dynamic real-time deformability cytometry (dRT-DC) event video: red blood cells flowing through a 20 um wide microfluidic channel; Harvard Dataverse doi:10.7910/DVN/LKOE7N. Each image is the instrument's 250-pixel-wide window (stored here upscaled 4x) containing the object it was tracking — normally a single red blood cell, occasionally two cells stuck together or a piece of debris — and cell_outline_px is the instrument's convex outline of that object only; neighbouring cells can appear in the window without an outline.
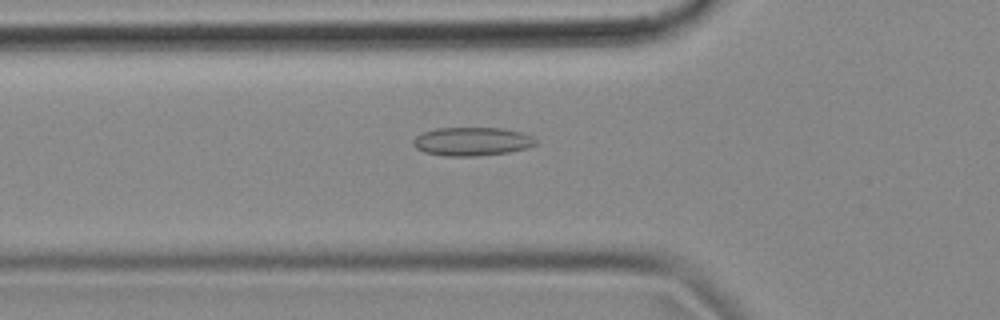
{"species": "common noctule bat (a hibernating species)", "species_latin": "Nyctalus noctula", "temperature_condition": "cold", "stored_images_in_passage": 54, "camera_frame_rate_fps": 3000, "um_per_image_px": 0.085, "animal": {"sex": "female", "body_mass_g": 18.4}, "frame": {"image": 1, "passage_image": 18, "time_ms": 5.667, "image_size_px": [1000, 320], "cell_outline_px": [[536, 144], [524, 148], [508, 152], [476, 156], [444, 156], [424, 152], [416, 148], [412, 144], [412, 140], [420, 132], [436, 128], [504, 128], [520, 132], [532, 136], [536, 140]], "centroid_in_image_um": [40.05, 12.02], "position_along_channel_um": 85.7, "area_um2": 20.4}}
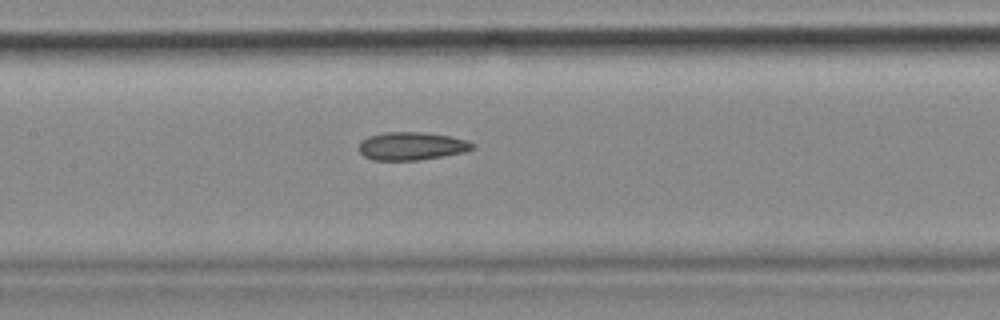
{"frame": {"image": 2, "passage_image": 25, "time_ms": 8.0, "image_size_px": [1000, 320], "cell_outline_px": [[476, 144], [472, 148], [464, 152], [420, 160], [372, 160], [364, 156], [360, 152], [360, 140], [368, 136], [384, 132], [424, 132], [448, 136], [468, 140]], "centroid_in_image_um": [34.97, 12.41], "position_along_channel_um": 172.4, "area_um2": 18.55}}
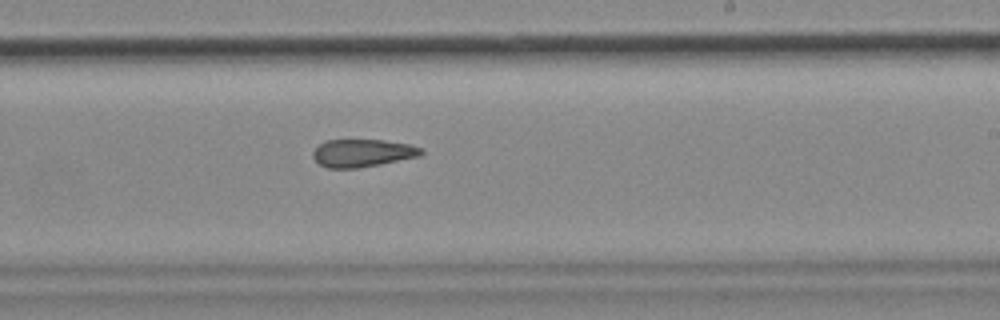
{"frame": {"image": 3, "passage_image": 32, "time_ms": 10.333, "image_size_px": [1000, 320], "cell_outline_px": [[424, 152], [420, 156], [380, 164], [356, 168], [328, 168], [320, 164], [312, 156], [312, 152], [324, 140], [384, 140], [408, 144], [424, 148]], "centroid_in_image_um": [30.83, 13.0], "position_along_channel_um": 258.2, "area_um2": 17.46}, "authors_computed_cell_mechanics": {"area_um2": 18.8139, "velocity_mm_per_s": 3.7062, "shape_relaxation_time_tau1_ms": null, "shape_relaxation_time_tau2_ms": 9.4768, "deformation_change_tau1": null, "deformation_change_tau2": 0.2005}}